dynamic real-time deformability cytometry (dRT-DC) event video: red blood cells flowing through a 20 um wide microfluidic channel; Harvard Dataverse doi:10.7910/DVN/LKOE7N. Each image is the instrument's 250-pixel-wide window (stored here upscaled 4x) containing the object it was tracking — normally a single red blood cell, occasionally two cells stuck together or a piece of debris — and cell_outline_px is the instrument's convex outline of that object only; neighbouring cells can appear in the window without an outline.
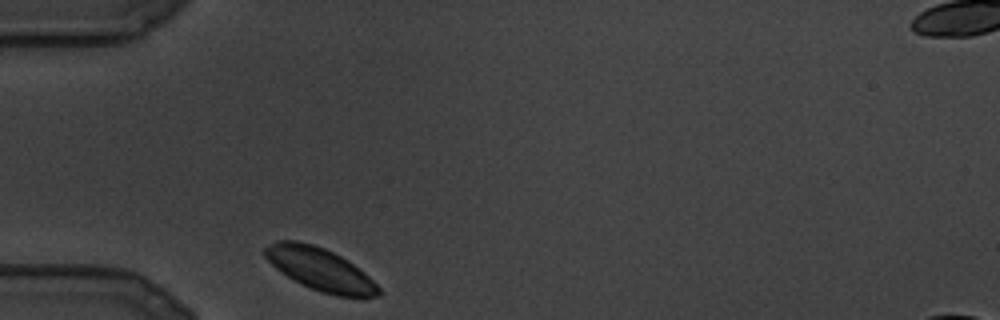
{"species": "common noctule bat (a hibernating species)", "species_latin": "Nyctalus noctula", "temperature_condition": "cold", "stored_images_in_passage": 63, "camera_frame_rate_fps": 3000, "um_per_image_px": 0.085, "animal": {"sex": "male", "body_mass_g": 19.5, "forearm_length_mm": 54.6}, "frame": {"image": 1, "passage_image": 1, "time_ms": 0.0, "image_size_px": [1000, 320], "cell_outline_px": [[384, 292], [380, 296], [336, 296], [320, 292], [280, 272], [264, 256], [264, 248], [276, 240], [296, 240], [312, 244], [324, 248], [348, 260], [364, 272]], "centroid_in_image_um": [27.22, 22.88], "position_along_channel_um": 57.8, "area_um2": 27.92}}
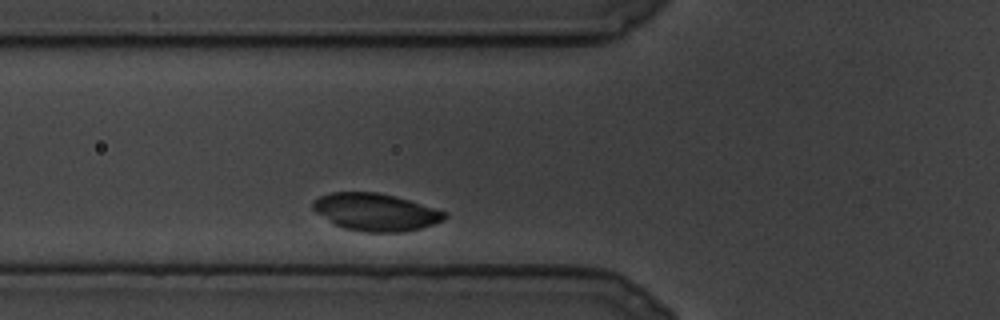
{"frame": {"image": 2, "passage_image": 9, "time_ms": 2.667, "image_size_px": [1000, 320], "cell_outline_px": [[448, 216], [444, 220], [420, 228], [404, 232], [364, 232], [344, 228], [336, 224], [316, 212], [312, 208], [312, 200], [320, 196], [332, 192], [376, 192], [396, 196], [448, 212]], "centroid_in_image_um": [31.95, 18.02], "position_along_channel_um": 93.9, "area_um2": 28.67}}
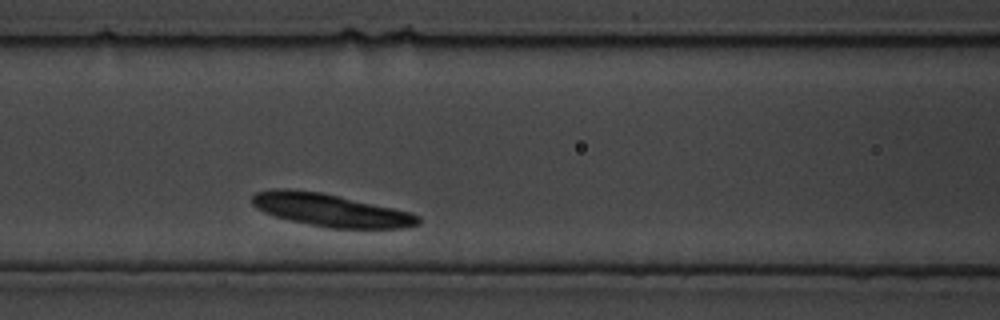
{"frame": {"image": 3, "passage_image": 17, "time_ms": 5.333, "image_size_px": [1000, 320], "cell_outline_px": [[420, 224], [404, 228], [332, 228], [292, 220], [276, 216], [264, 212], [256, 208], [252, 204], [252, 196], [256, 192], [272, 188], [288, 188], [320, 192], [412, 212], [420, 216]], "centroid_in_image_um": [28.11, 17.85], "position_along_channel_um": 138.5, "area_um2": 31.44}}